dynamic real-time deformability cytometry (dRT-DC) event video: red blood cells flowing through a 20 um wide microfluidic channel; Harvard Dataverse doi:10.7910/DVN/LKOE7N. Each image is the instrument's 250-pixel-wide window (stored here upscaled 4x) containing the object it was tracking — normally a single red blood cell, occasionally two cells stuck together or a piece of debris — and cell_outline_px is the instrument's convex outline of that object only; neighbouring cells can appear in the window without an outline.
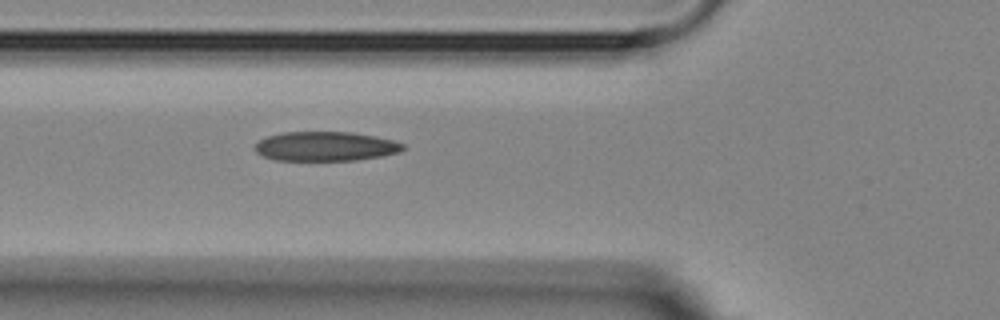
{"species": "Egyptian fruit bat (a non-hibernating species)", "species_latin": "Rousettus aegyptiacus", "temperature_condition": "room temperature", "stored_images_in_passage": 6, "camera_frame_rate_fps": 3000, "um_per_image_px": 0.085, "animal": {"sex": "female"}, "frame": {"image": 1, "passage_image": 6, "time_ms": 7.333, "image_size_px": [1000, 320], "cell_outline_px": [[404, 148], [400, 152], [380, 156], [356, 160], [276, 160], [264, 156], [256, 152], [256, 144], [260, 140], [268, 136], [280, 132], [352, 132], [376, 136], [392, 140], [404, 144]], "centroid_in_image_um": [27.68, 12.43], "position_along_channel_um": 98.1, "area_um2": 25.2}}